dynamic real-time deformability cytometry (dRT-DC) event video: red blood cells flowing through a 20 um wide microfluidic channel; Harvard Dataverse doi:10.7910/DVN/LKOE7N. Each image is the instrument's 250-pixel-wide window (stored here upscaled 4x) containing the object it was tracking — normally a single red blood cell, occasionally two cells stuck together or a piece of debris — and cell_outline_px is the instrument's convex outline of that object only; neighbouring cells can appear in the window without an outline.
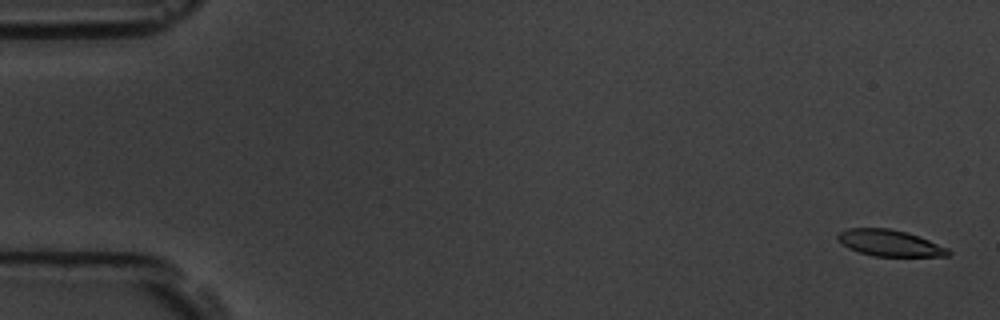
{"species": "common noctule bat (a hibernating species)", "species_latin": "Nyctalus noctula", "temperature_condition": "room temperature", "stored_images_in_passage": 8, "camera_frame_rate_fps": 3000, "um_per_image_px": 0.085, "animal": {"sex": "male", "body_mass_g": 19.5, "forearm_length_mm": 54.6}, "frame": {"image": 1, "passage_image": 1, "time_ms": 0.0, "image_size_px": [1000, 320], "cell_outline_px": [[952, 252], [948, 256], [872, 256], [848, 248], [836, 236], [840, 232], [848, 228], [888, 228], [908, 232], [920, 236], [948, 248]], "centroid_in_image_um": [75.67, 20.65], "position_along_channel_um": 9.3, "area_um2": 16.94}}
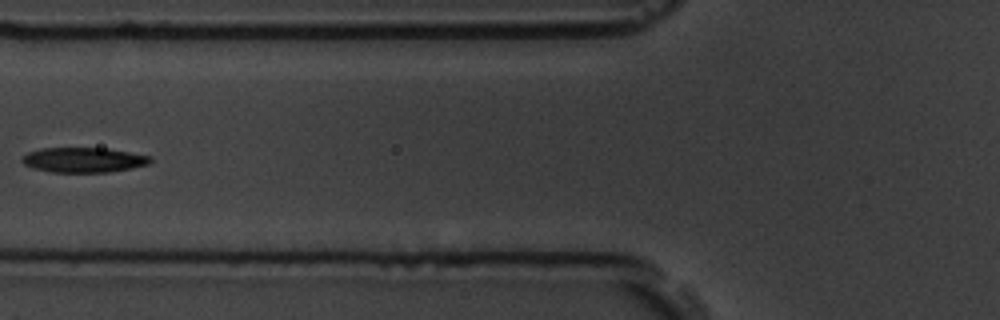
{"frame": {"image": 2, "passage_image": 7, "time_ms": 2.0, "image_size_px": [1000, 320], "cell_outline_px": [[152, 160], [148, 164], [132, 168], [108, 172], [52, 172], [32, 168], [24, 164], [20, 160], [28, 152], [40, 148], [108, 148], [152, 156]], "centroid_in_image_um": [7.11, 13.59], "position_along_channel_um": 118.7, "area_um2": 18.73}}
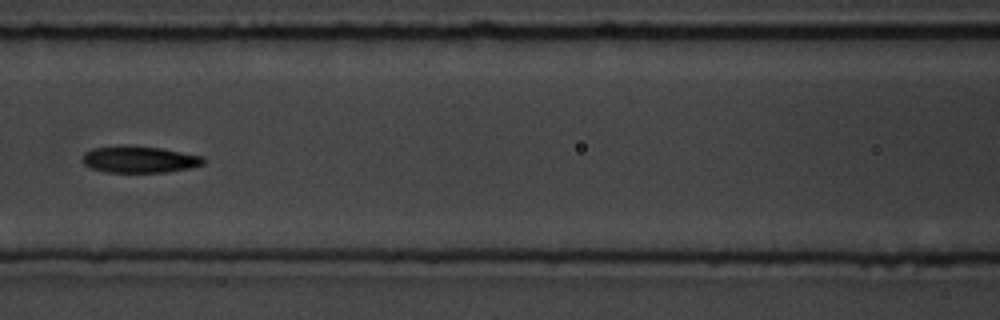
{"frame": {"image": 3, "passage_image": 8, "time_ms": 2.333, "image_size_px": [1000, 320], "cell_outline_px": [[208, 160], [204, 164], [192, 168], [168, 172], [104, 172], [92, 168], [84, 164], [80, 160], [84, 152], [92, 148], [120, 144], [124, 144], [160, 148], [204, 156]], "centroid_in_image_um": [11.85, 13.54], "position_along_channel_um": 154.8, "area_um2": 19.36}}